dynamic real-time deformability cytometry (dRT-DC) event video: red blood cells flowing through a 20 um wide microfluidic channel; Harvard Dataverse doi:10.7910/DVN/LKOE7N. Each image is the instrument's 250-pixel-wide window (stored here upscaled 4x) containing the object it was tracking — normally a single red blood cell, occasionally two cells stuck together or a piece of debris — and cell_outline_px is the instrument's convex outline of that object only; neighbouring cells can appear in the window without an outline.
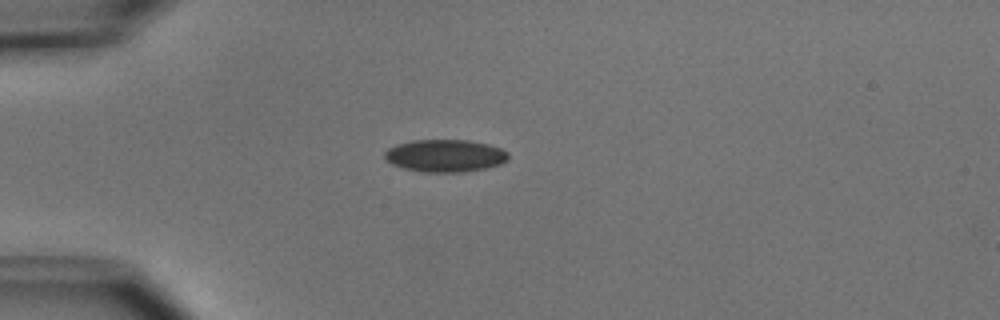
{"species": "common noctule bat (a hibernating species)", "species_latin": "Nyctalus noctula", "temperature_condition": "cold", "stored_images_in_passage": 40, "camera_frame_rate_fps": 3000, "um_per_image_px": 0.085, "animal": {"sex": "male", "body_mass_g": 15.6}, "frame": {"image": 1, "passage_image": 1, "time_ms": 0.0, "image_size_px": [1000, 320], "cell_outline_px": [[508, 160], [500, 164], [484, 168], [460, 172], [420, 172], [404, 168], [392, 164], [384, 156], [384, 152], [388, 148], [396, 144], [412, 140], [468, 140], [488, 144], [500, 148], [508, 152]], "centroid_in_image_um": [37.82, 13.23], "position_along_channel_um": 47.2, "area_um2": 23.35}}
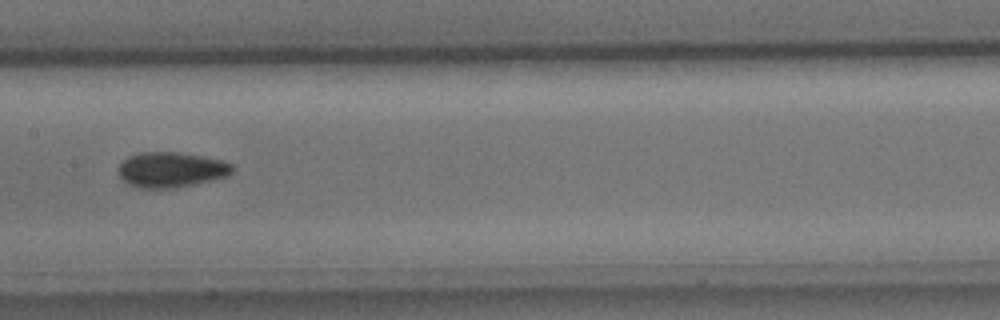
{"frame": {"image": 2, "passage_image": 14, "time_ms": 4.333, "image_size_px": [1000, 320], "cell_outline_px": [[232, 172], [228, 176], [212, 180], [172, 188], [140, 188], [128, 184], [116, 172], [116, 168], [128, 156], [140, 152], [176, 152], [224, 160], [232, 164]], "centroid_in_image_um": [14.51, 14.42], "position_along_channel_um": 192.9, "area_um2": 23.41}}
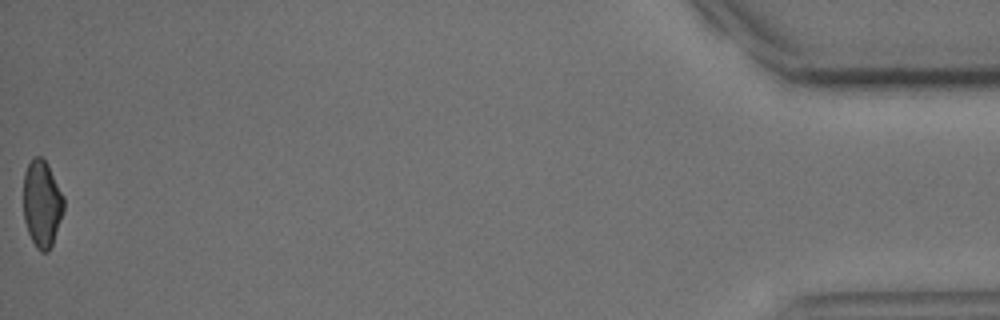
{"frame": {"image": 3, "passage_image": 40, "time_ms": 13.0, "image_size_px": [1000, 320], "cell_outline_px": [[64, 208], [52, 244], [48, 252], [40, 252], [36, 248], [28, 232], [24, 220], [24, 172], [28, 164], [36, 156], [40, 156], [48, 164], [64, 196]], "centroid_in_image_um": [3.57, 17.31], "position_along_channel_um": 431.6, "area_um2": 20.29}, "authors_computed_cell_mechanics": {"area_um2": 22.4264, "velocity_mm_per_s": 3.7922, "shape_relaxation_time_tau1_ms": 4.0042, "shape_relaxation_time_tau2_ms": 4.0276, "deformation_change_tau1": 0.091, "deformation_change_tau2": 0.0889}}